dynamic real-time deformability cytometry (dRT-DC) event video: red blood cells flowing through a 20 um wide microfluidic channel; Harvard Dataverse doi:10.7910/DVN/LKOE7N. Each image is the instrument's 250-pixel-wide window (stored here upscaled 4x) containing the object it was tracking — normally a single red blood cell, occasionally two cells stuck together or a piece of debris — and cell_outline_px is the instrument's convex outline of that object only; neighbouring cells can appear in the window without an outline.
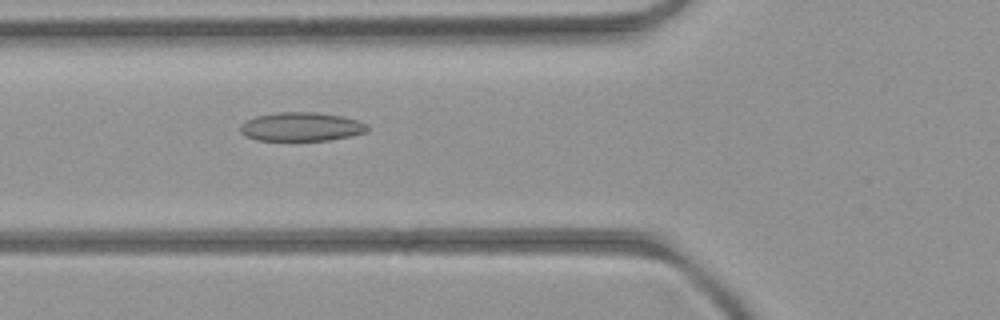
{"species": "common noctule bat (a hibernating species)", "species_latin": "Nyctalus noctula", "temperature_condition": "room temperature", "stored_images_in_passage": 53, "camera_frame_rate_fps": 3000, "um_per_image_px": 0.085, "animal": {"sex": "female", "body_mass_g": 21.9}, "frame": {"image": 1, "passage_image": 20, "time_ms": 6.333, "image_size_px": [1000, 320], "cell_outline_px": [[368, 132], [328, 140], [256, 140], [244, 136], [240, 132], [240, 124], [256, 116], [276, 112], [316, 112], [344, 116], [360, 120], [368, 124]], "centroid_in_image_um": [25.63, 10.76], "position_along_channel_um": 100.2, "area_um2": 21.5}}
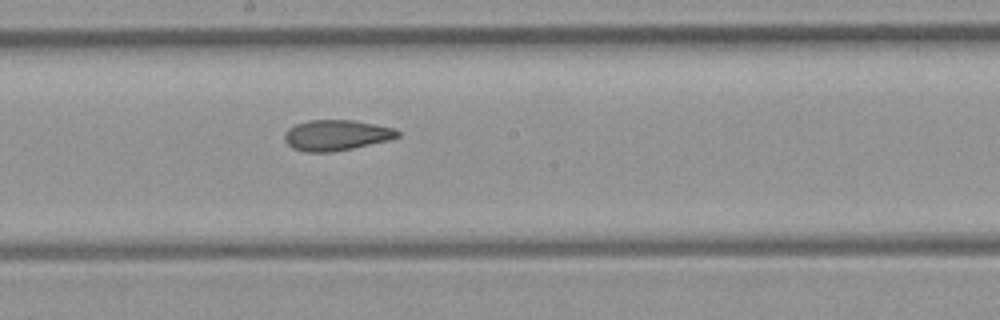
{"frame": {"image": 2, "passage_image": 29, "time_ms": 9.333, "image_size_px": [1000, 320], "cell_outline_px": [[400, 136], [388, 140], [352, 148], [332, 152], [304, 152], [292, 148], [284, 140], [284, 132], [288, 128], [296, 124], [308, 120], [352, 120], [396, 128], [400, 132]], "centroid_in_image_um": [28.56, 11.49], "position_along_channel_um": 219.6, "area_um2": 20.23}}
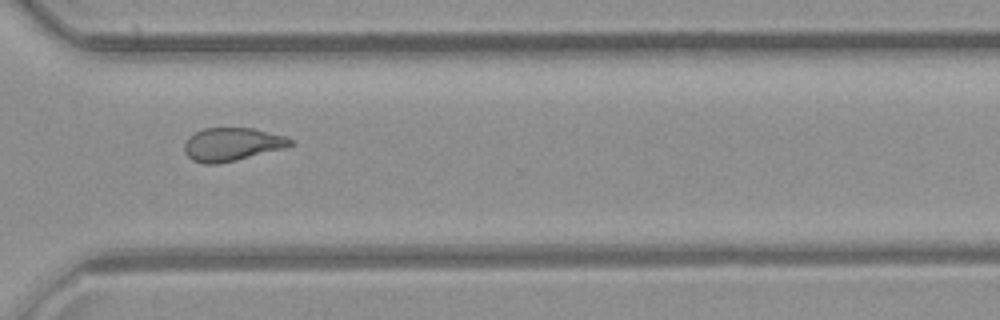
{"frame": {"image": 3, "passage_image": 39, "time_ms": 12.667, "image_size_px": [1000, 320], "cell_outline_px": [[292, 144], [284, 148], [236, 160], [216, 164], [204, 164], [192, 160], [184, 152], [184, 144], [188, 136], [204, 128], [252, 128], [284, 136], [292, 140]], "centroid_in_image_um": [19.67, 12.27], "position_along_channel_um": 350.9, "area_um2": 20.35}, "authors_computed_cell_mechanics": {"area_um2": 21.5016, "velocity_mm_per_s": 3.9529, "shape_relaxation_time_tau1_ms": null, "shape_relaxation_time_tau2_ms": 2.8905, "deformation_change_tau1": null, "deformation_change_tau2": 0.0888}}